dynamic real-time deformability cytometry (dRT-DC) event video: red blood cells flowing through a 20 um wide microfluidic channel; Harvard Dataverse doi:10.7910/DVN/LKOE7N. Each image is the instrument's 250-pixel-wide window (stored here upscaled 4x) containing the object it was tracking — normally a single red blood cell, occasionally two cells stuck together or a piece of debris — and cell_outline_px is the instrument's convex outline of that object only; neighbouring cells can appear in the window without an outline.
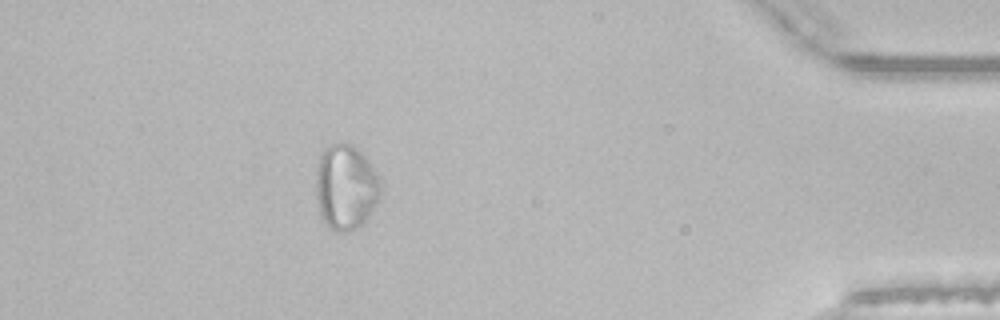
{"species": "common noctule bat (a hibernating species)", "species_latin": "Nyctalus noctula", "temperature_condition": "room temperature", "stored_images_in_passage": 44, "segment_of_instrument_passage": [2, 2], "camera_frame_rate_fps": 3000, "um_per_image_px": 0.085, "animal": {"sex": "male", "body_mass_g": 21.5, "forearm_length_mm": 52.0}, "frame": {"image": 1, "passage_image": 39, "time_ms": 12.667, "image_size_px": [1000, 320], "cell_outline_px": [[380, 188], [376, 200], [372, 208], [364, 220], [360, 224], [348, 232], [344, 232], [332, 228], [320, 216], [316, 196], [316, 172], [320, 156], [332, 144], [352, 144], [364, 156], [372, 168], [376, 176]], "centroid_in_image_um": [29.33, 15.9], "position_along_channel_um": 405.9, "area_um2": 30.75}}